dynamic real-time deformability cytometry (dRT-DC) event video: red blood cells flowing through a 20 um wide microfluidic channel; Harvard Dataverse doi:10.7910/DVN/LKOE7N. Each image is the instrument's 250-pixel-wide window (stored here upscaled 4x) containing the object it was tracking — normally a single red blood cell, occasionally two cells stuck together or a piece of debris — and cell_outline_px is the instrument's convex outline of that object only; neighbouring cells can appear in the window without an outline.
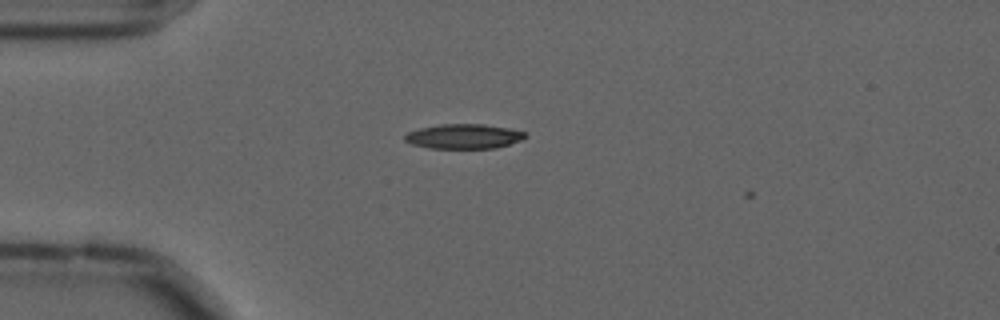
{"species": "common noctule bat (a hibernating species)", "species_latin": "Nyctalus noctula", "temperature_condition": "cold", "stored_images_in_passage": 7, "camera_frame_rate_fps": 3000, "um_per_image_px": 0.085, "animal": {"sex": "male", "forearm_length_mm": 52.5}, "frame": {"image": 1, "passage_image": 4, "time_ms": 1.0, "image_size_px": [1000, 320], "cell_outline_px": [[528, 136], [524, 140], [496, 148], [428, 148], [412, 144], [404, 140], [404, 136], [408, 132], [420, 128], [440, 124], [484, 124], [508, 128], [524, 132]], "centroid_in_image_um": [39.45, 11.59], "position_along_channel_um": 45.6, "area_um2": 17.4}}